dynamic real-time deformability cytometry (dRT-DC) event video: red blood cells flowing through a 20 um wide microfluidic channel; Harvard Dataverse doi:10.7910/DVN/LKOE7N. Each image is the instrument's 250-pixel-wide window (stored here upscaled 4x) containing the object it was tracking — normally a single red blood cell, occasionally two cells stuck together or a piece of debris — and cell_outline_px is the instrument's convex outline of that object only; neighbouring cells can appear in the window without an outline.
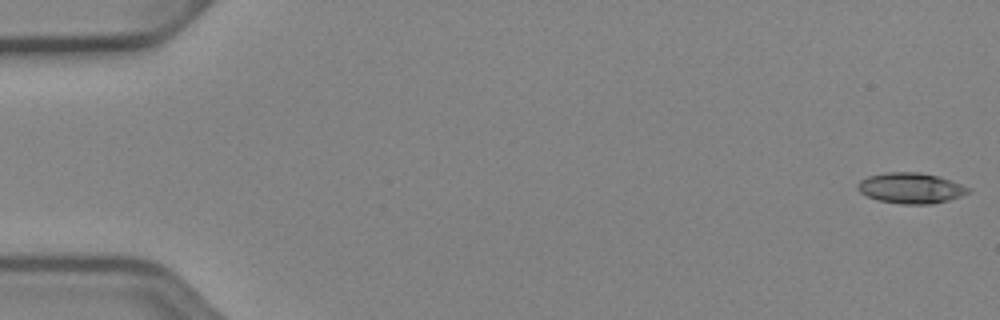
{"species": "Egyptian fruit bat (a non-hibernating species)", "species_latin": "Rousettus aegyptiacus", "temperature_condition": "cold", "stored_images_in_passage": 52, "camera_frame_rate_fps": 3000, "um_per_image_px": 0.085, "animal": {"sex": "female"}, "frame": {"image": 1, "passage_image": 1, "time_ms": 0.0, "image_size_px": [1000, 320], "cell_outline_px": [[972, 188], [968, 192], [960, 196], [948, 200], [932, 204], [904, 204], [880, 200], [868, 196], [860, 192], [856, 188], [856, 184], [860, 180], [868, 176], [888, 172], [920, 172], [940, 176]], "centroid_in_image_um": [77.42, 15.97], "position_along_channel_um": 7.6, "area_um2": 19.71}}
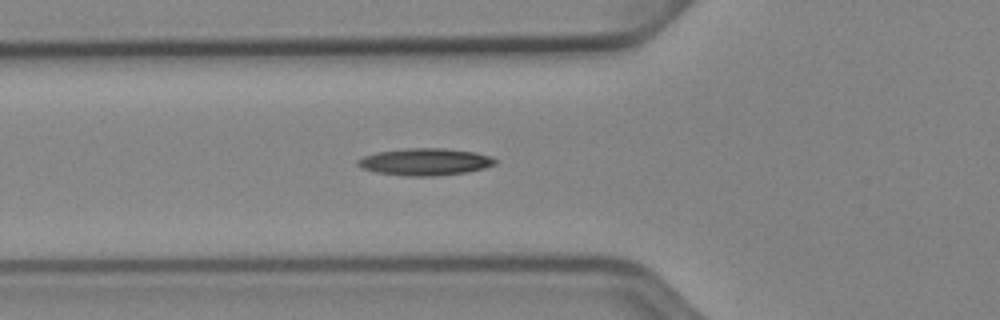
{"frame": {"image": 2, "passage_image": 19, "time_ms": 6.0, "image_size_px": [1000, 320], "cell_outline_px": [[496, 164], [484, 168], [468, 172], [432, 176], [408, 176], [376, 172], [360, 168], [356, 164], [356, 160], [364, 156], [380, 152], [408, 148], [444, 148], [476, 152], [492, 156], [496, 160]], "centroid_in_image_um": [36.15, 13.75], "position_along_channel_um": 89.7, "area_um2": 21.68}}
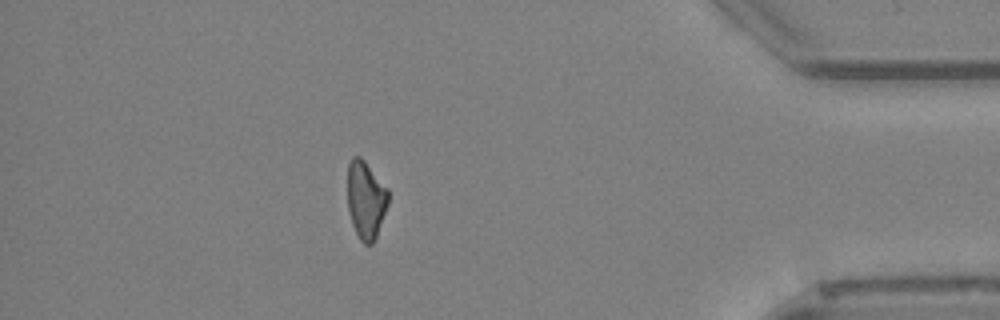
{"frame": {"image": 3, "passage_image": 46, "time_ms": 15.0, "image_size_px": [1000, 320], "cell_outline_px": [[388, 204], [376, 236], [372, 244], [364, 244], [360, 240], [352, 224], [348, 208], [348, 164], [352, 156], [360, 156], [364, 160], [388, 188]], "centroid_in_image_um": [31.09, 16.96], "position_along_channel_um": 404.1, "area_um2": 18.38}, "authors_computed_cell_mechanics": {"area_um2": 19.3052, "velocity_mm_per_s": 3.9508, "shape_relaxation_time_tau1_ms": 5.5681, "shape_relaxation_time_tau2_ms": null, "deformation_change_tau1": 0.154, "deformation_change_tau2": null}}